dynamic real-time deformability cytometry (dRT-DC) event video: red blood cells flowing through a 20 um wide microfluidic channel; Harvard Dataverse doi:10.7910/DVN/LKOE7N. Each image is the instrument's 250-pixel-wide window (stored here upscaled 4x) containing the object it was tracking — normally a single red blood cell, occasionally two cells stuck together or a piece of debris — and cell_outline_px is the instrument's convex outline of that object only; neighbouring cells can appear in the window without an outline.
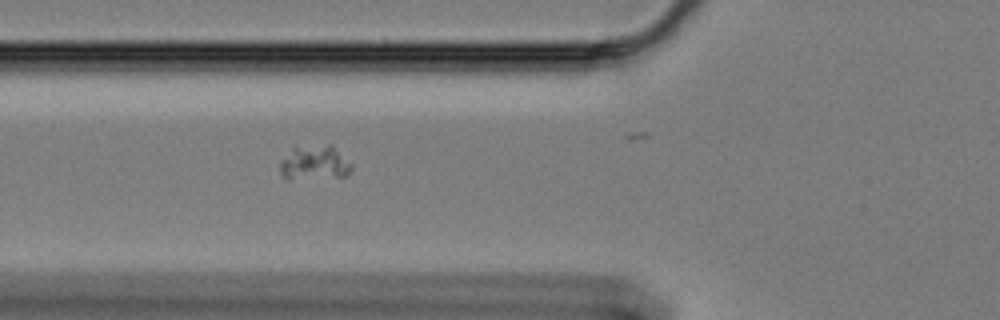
{"species": "Egyptian fruit bat (a non-hibernating species)", "species_latin": "Rousettus aegyptiacus", "temperature_condition": "cold", "stored_images_in_passage": 40, "camera_frame_rate_fps": 3000, "um_per_image_px": 0.085, "animal": {"sex": "female"}, "frame": {"image": 1, "passage_image": 2, "time_ms": 0.333, "image_size_px": [1000, 320], "cell_outline_px": [[352, 168], [344, 176], [288, 180], [280, 172], [280, 160], [292, 148], [328, 144], [332, 144], [352, 164]], "centroid_in_image_um": [26.72, 13.84], "position_along_channel_um": 99.1, "area_um2": 14.39}}
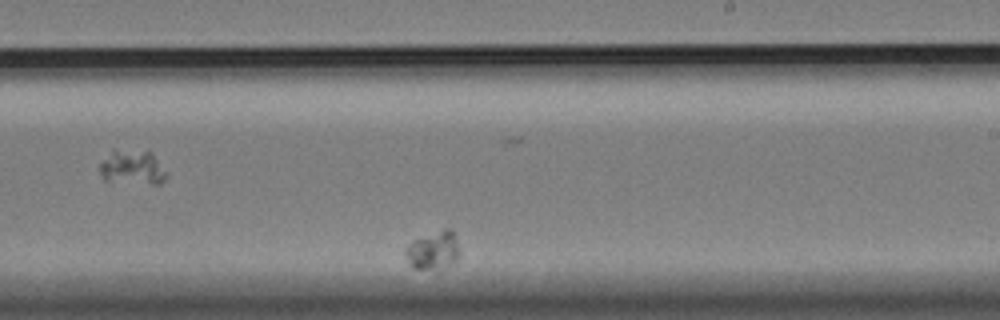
{"frame": {"image": 2, "passage_image": 18, "time_ms": 5.667, "image_size_px": [1000, 320], "cell_outline_px": [[456, 264], [432, 268], [412, 268], [404, 252], [408, 244], [412, 240], [444, 228], [452, 228], [456, 240]], "centroid_in_image_um": [36.79, 21.24], "position_along_channel_um": 252.2, "area_um2": 11.68}}
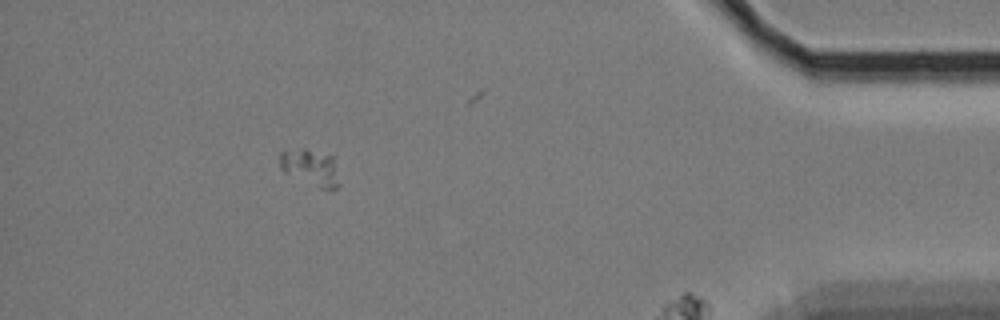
{"frame": {"image": 3, "passage_image": 34, "time_ms": 11.0, "image_size_px": [1000, 320], "cell_outline_px": [[340, 188], [324, 188], [284, 172], [280, 168], [280, 152], [304, 148], [332, 156], [340, 184]], "centroid_in_image_um": [26.4, 14.21], "position_along_channel_um": 408.8, "area_um2": 12.08}}